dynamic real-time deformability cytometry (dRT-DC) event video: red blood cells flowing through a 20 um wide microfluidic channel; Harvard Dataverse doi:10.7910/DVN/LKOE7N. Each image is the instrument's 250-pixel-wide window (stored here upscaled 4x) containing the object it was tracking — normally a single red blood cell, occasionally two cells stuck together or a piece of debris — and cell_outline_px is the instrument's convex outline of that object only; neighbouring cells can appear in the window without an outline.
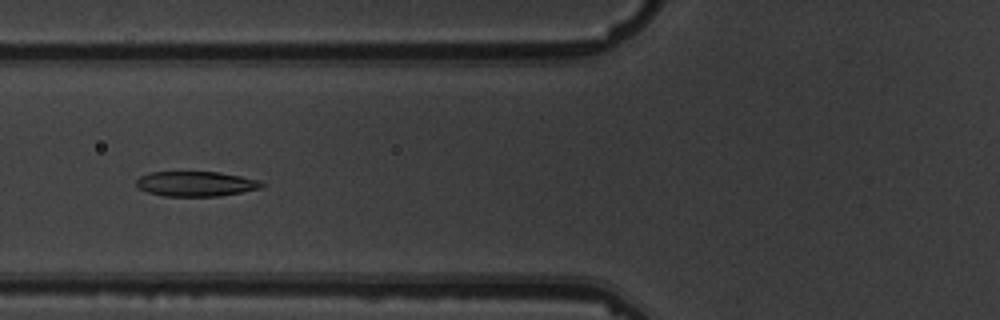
{"species": "common noctule bat (a hibernating species)", "species_latin": "Nyctalus noctula", "temperature_condition": "warm", "stored_images_in_passage": 11, "camera_frame_rate_fps": 3000, "um_per_image_px": 0.085, "animal": {"sex": "male", "body_mass_g": 19.5, "forearm_length_mm": 54.6}, "frame": {"image": 1, "passage_image": 7, "time_ms": 7.667, "image_size_px": [1000, 320], "cell_outline_px": [[264, 188], [220, 196], [164, 196], [148, 192], [140, 188], [136, 184], [136, 180], [140, 176], [152, 172], [220, 172], [260, 180], [264, 184]], "centroid_in_image_um": [16.69, 15.62], "position_along_channel_um": 109.1, "area_um2": 18.26}}
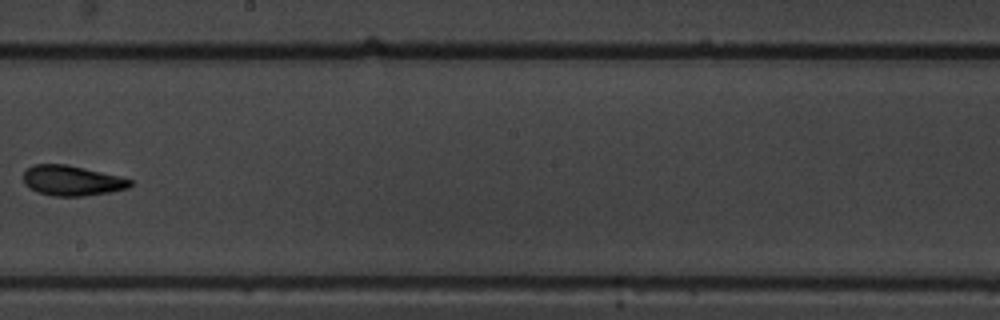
{"frame": {"image": 2, "passage_image": 10, "time_ms": 11.333, "image_size_px": [1000, 320], "cell_outline_px": [[132, 184], [128, 188], [108, 192], [84, 196], [56, 196], [36, 192], [24, 184], [24, 172], [32, 164], [68, 164], [120, 176], [132, 180]], "centroid_in_image_um": [6.1, 15.34], "position_along_channel_um": 242.1, "area_um2": 18.79}}
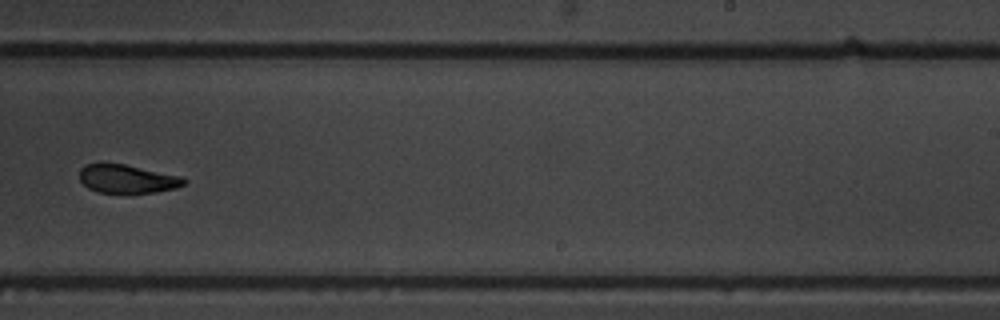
{"frame": {"image": 3, "passage_image": 11, "time_ms": 12.333, "image_size_px": [1000, 320], "cell_outline_px": [[188, 180], [184, 184], [176, 188], [156, 192], [96, 192], [88, 188], [80, 180], [80, 168], [84, 164], [100, 160], [124, 164], [180, 176]], "centroid_in_image_um": [10.74, 15.16], "position_along_channel_um": 278.3, "area_um2": 17.63}}